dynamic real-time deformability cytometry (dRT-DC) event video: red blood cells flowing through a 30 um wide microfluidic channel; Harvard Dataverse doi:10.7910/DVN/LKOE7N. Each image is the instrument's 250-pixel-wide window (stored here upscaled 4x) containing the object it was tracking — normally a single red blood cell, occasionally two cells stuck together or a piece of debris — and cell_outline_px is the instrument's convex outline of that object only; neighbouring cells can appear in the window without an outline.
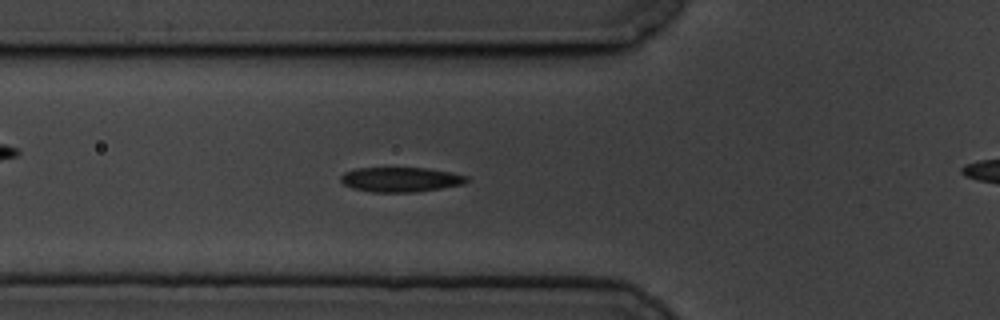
{"species": "common noctule bat (a hibernating species)", "species_latin": "Nyctalus noctula", "temperature_condition": "cold", "stored_images_in_passage": 60, "camera_frame_rate_fps": 3000, "um_per_image_px": 0.085, "animal": {"sex": "male", "body_mass_g": 19.5, "forearm_length_mm": 54.6}, "frame": {"image": 1, "passage_image": 21, "time_ms": 6.667, "image_size_px": [1000, 320], "cell_outline_px": [[472, 180], [464, 184], [416, 192], [372, 192], [352, 188], [344, 184], [340, 180], [340, 176], [344, 172], [356, 168], [428, 168], [452, 172], [468, 176]], "centroid_in_image_um": [34.09, 15.25], "position_along_channel_um": 91.7, "area_um2": 18.32}}
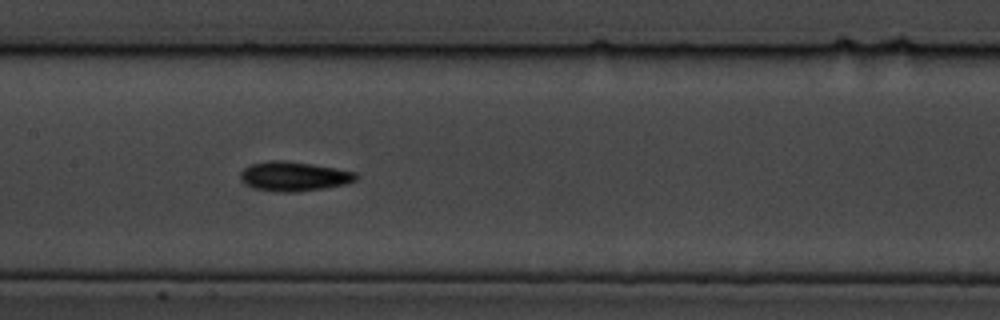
{"frame": {"image": 2, "passage_image": 29, "time_ms": 9.333, "image_size_px": [1000, 320], "cell_outline_px": [[360, 176], [356, 180], [344, 184], [324, 188], [296, 192], [276, 192], [252, 188], [244, 184], [240, 180], [240, 172], [248, 164], [268, 160], [284, 160], [312, 164], [336, 168], [356, 172]], "centroid_in_image_um": [24.94, 14.98], "position_along_channel_um": 182.5, "area_um2": 20.17}}
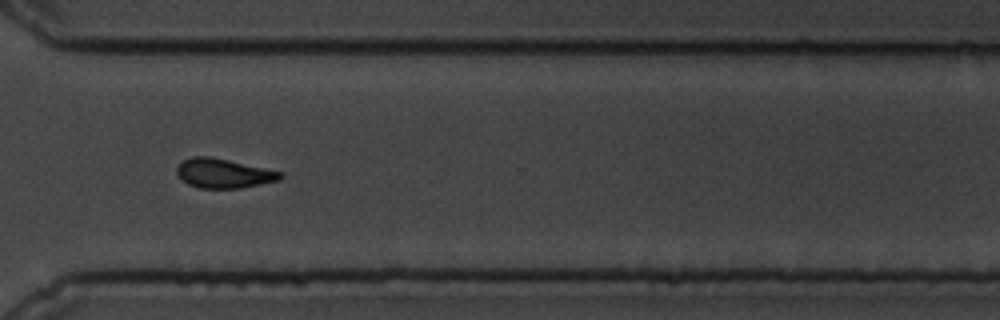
{"frame": {"image": 3, "passage_image": 44, "time_ms": 14.333, "image_size_px": [1000, 320], "cell_outline_px": [[284, 176], [280, 180], [240, 188], [200, 188], [188, 184], [176, 172], [176, 168], [184, 160], [192, 156], [208, 156], [228, 160], [284, 172]], "centroid_in_image_um": [19.04, 14.73], "position_along_channel_um": 351.6, "area_um2": 17.57}, "authors_computed_cell_mechanics": {"area_um2": 17.7446, "velocity_mm_per_s": 3.3851, "shape_relaxation_time_tau1_ms": 3.2516, "shape_relaxation_time_tau2_ms": null, "deformation_change_tau1": 0.1092, "deformation_change_tau2": null}}